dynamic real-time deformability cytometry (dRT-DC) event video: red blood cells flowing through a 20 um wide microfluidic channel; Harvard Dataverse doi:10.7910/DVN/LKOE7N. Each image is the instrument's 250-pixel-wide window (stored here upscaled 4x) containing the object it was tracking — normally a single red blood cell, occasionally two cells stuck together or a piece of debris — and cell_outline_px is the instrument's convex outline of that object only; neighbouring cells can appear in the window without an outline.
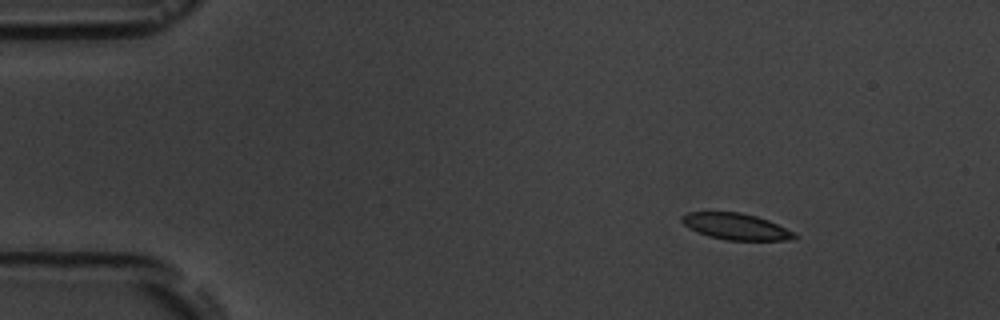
{"species": "common noctule bat (a hibernating species)", "species_latin": "Nyctalus noctula", "temperature_condition": "room temperature", "stored_images_in_passage": 5, "camera_frame_rate_fps": 3000, "um_per_image_px": 0.085, "animal": {"sex": "male", "body_mass_g": 19.5, "forearm_length_mm": 54.6}, "frame": {"image": 1, "passage_image": 1, "time_ms": 0.0, "image_size_px": [1000, 320], "cell_outline_px": [[800, 236], [788, 240], [724, 240], [708, 236], [696, 232], [688, 228], [680, 220], [680, 216], [688, 212], [740, 212], [756, 216], [768, 220], [796, 232]], "centroid_in_image_um": [62.55, 19.25], "position_along_channel_um": 22.5, "area_um2": 17.51}}
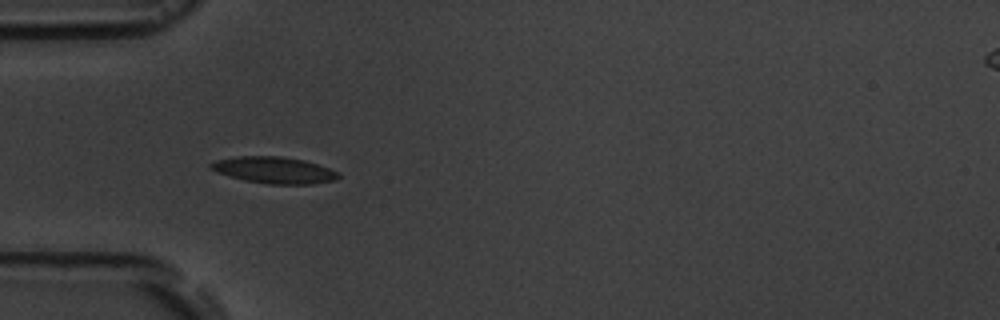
{"frame": {"image": 2, "passage_image": 4, "time_ms": 3.333, "image_size_px": [1000, 320], "cell_outline_px": [[340, 176], [336, 180], [312, 184], [268, 184], [244, 180], [216, 172], [208, 168], [208, 164], [216, 160], [236, 156], [280, 156], [304, 160], [340, 172]], "centroid_in_image_um": [23.28, 14.46], "position_along_channel_um": 61.7, "area_um2": 19.83}}
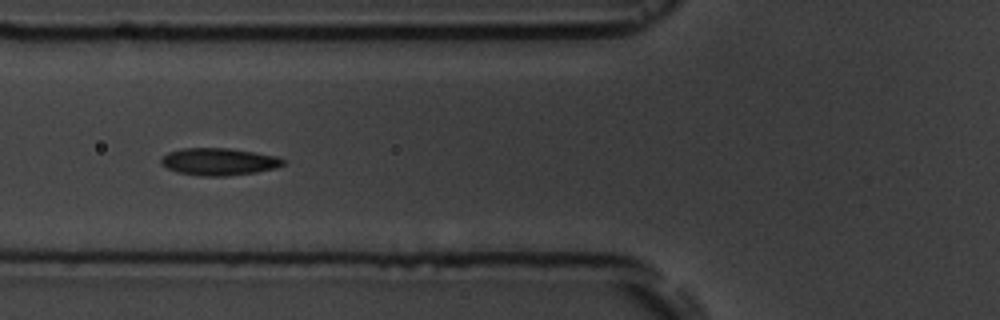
{"frame": {"image": 3, "passage_image": 5, "time_ms": 4.667, "image_size_px": [1000, 320], "cell_outline_px": [[284, 164], [276, 168], [256, 172], [228, 176], [200, 176], [176, 172], [160, 164], [160, 160], [168, 152], [184, 148], [228, 148], [276, 156], [284, 160]], "centroid_in_image_um": [18.58, 13.75], "position_along_channel_um": 107.2, "area_um2": 19.31}}